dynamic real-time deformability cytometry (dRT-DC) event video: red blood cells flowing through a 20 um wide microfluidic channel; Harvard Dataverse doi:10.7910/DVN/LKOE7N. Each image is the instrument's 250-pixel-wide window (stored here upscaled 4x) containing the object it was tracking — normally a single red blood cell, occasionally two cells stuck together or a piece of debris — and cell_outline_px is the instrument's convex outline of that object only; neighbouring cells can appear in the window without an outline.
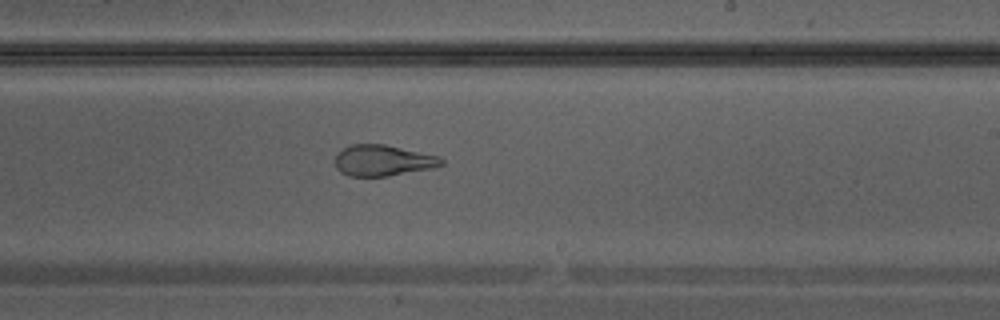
{"species": "Egyptian fruit bat (a non-hibernating species)", "species_latin": "Rousettus aegyptiacus", "temperature_condition": "warm", "stored_images_in_passage": 26, "camera_frame_rate_fps": 3000, "um_per_image_px": 0.085, "animal": {"sex": "male"}, "frame": {"image": 1, "passage_image": 12, "time_ms": 3.667, "image_size_px": [1000, 320], "cell_outline_px": [[444, 164], [432, 168], [388, 176], [348, 176], [340, 172], [336, 168], [336, 152], [352, 144], [384, 144], [440, 156], [444, 160]], "centroid_in_image_um": [32.55, 13.64], "position_along_channel_um": 256.5, "area_um2": 19.25}}